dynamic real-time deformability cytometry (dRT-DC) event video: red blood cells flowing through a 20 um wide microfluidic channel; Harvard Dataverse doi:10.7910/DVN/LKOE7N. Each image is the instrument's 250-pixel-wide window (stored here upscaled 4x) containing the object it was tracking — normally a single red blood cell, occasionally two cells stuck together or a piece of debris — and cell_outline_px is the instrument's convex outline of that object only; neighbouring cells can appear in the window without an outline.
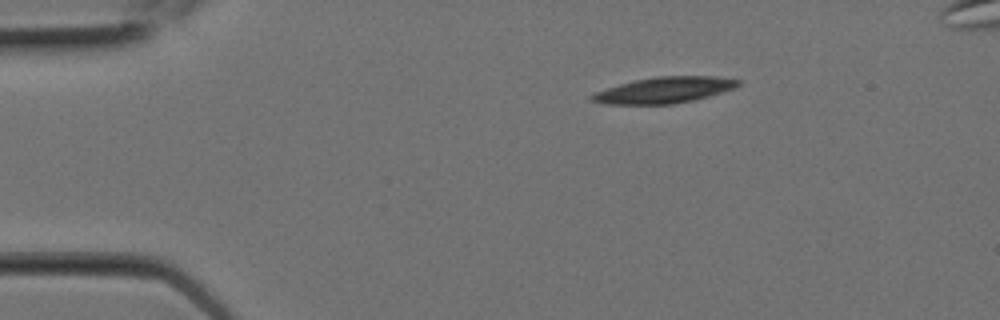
{"species": "Egyptian fruit bat (a non-hibernating species)", "species_latin": "Rousettus aegyptiacus", "temperature_condition": "room temperature", "stored_images_in_passage": 5, "camera_frame_rate_fps": 3000, "um_per_image_px": 0.085, "animal": {"sex": "female"}, "frame": {"image": 1, "passage_image": 1, "time_ms": 0.0, "image_size_px": [1000, 320], "cell_outline_px": [[740, 84], [732, 88], [708, 96], [692, 100], [672, 104], [604, 104], [588, 100], [588, 96], [596, 92], [620, 84], [636, 80], [656, 76], [716, 76], [740, 80]], "centroid_in_image_um": [56.41, 7.66], "position_along_channel_um": 28.6, "area_um2": 21.96}}
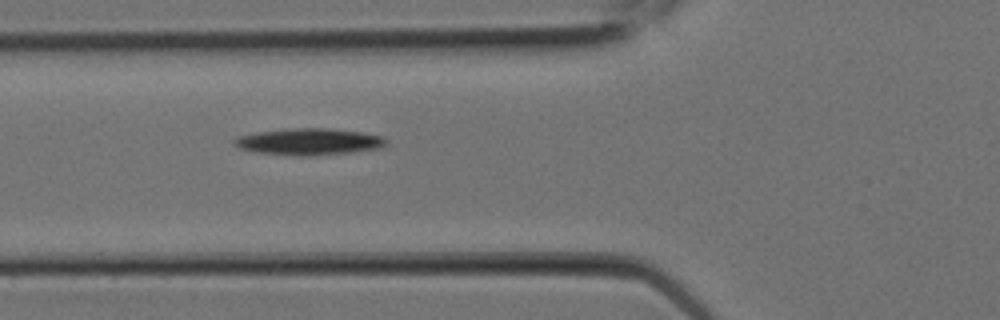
{"frame": {"image": 2, "passage_image": 5, "time_ms": 1.333, "image_size_px": [1000, 320], "cell_outline_px": [[388, 144], [384, 148], [352, 152], [308, 156], [300, 156], [256, 152], [240, 148], [232, 144], [232, 140], [236, 136], [284, 128], [328, 128], [364, 132], [384, 136], [388, 140]], "centroid_in_image_um": [26.32, 12.04], "position_along_channel_um": 99.5, "area_um2": 23.99}}